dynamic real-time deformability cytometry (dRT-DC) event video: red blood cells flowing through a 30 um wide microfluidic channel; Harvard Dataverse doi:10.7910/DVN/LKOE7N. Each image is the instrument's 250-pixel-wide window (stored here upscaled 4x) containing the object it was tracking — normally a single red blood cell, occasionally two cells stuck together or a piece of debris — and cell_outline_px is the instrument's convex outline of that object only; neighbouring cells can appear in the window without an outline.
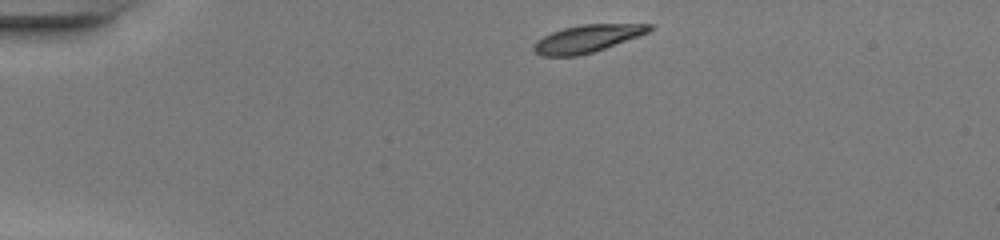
{"species": "common noctule bat (a hibernating species)", "species_latin": "Nyctalus noctula", "temperature_condition": "warm", "stored_images_in_passage": 39, "camera_frame_rate_fps": 3000, "um_per_image_px": 0.085, "animal": {"sex": "female", "body_mass_g": 20.0, "forearm_length_mm": 54.0}, "frame": {"image": 1, "passage_image": 1, "time_ms": 0.0, "image_size_px": [1000, 240], "cell_outline_px": [[656, 28], [640, 36], [592, 52], [576, 56], [540, 56], [532, 48], [536, 40], [552, 32], [564, 28], [580, 24], [652, 24]], "centroid_in_image_um": [49.93, 3.27], "position_along_channel_um": 35.1, "area_um2": 18.5}}
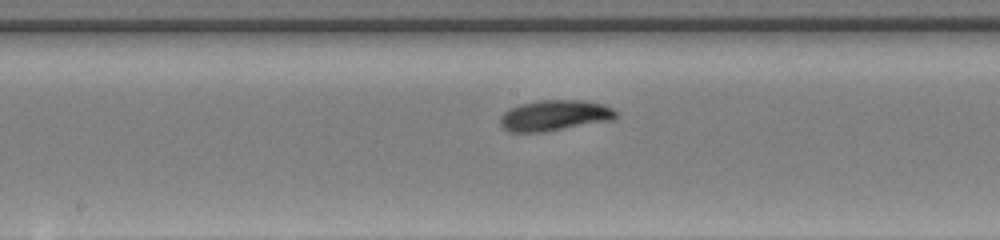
{"frame": {"image": 2, "passage_image": 17, "time_ms": 5.333, "image_size_px": [1000, 240], "cell_outline_px": [[616, 116], [612, 120], [544, 132], [508, 132], [500, 124], [500, 116], [508, 108], [520, 104], [536, 100], [584, 100], [604, 104], [612, 108], [616, 112]], "centroid_in_image_um": [47.11, 9.81], "position_along_channel_um": 201.1, "area_um2": 20.87}}
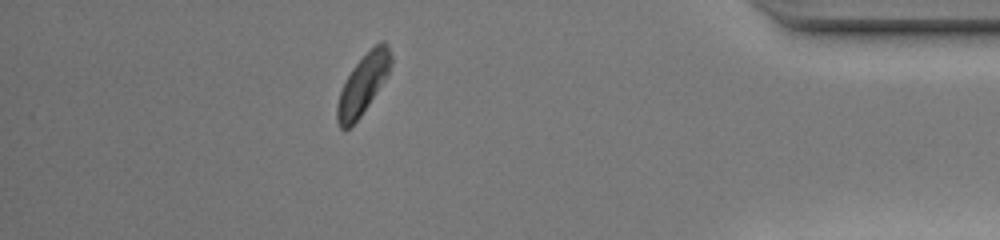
{"frame": {"image": 3, "passage_image": 34, "time_ms": 11.0, "image_size_px": [1000, 240], "cell_outline_px": [[392, 64], [388, 76], [360, 116], [348, 128], [340, 128], [336, 120], [336, 104], [340, 92], [352, 68], [380, 40], [384, 40], [388, 44], [392, 56]], "centroid_in_image_um": [30.88, 7.14], "position_along_channel_um": 404.3, "area_um2": 18.5}, "authors_computed_cell_mechanics": {"area_um2": 19.8254, "velocity_mm_per_s": 4.238, "shape_relaxation_time_tau1_ms": 2.5863, "shape_relaxation_time_tau2_ms": null, "deformation_change_tau1": 0.1248, "deformation_change_tau2": null}}